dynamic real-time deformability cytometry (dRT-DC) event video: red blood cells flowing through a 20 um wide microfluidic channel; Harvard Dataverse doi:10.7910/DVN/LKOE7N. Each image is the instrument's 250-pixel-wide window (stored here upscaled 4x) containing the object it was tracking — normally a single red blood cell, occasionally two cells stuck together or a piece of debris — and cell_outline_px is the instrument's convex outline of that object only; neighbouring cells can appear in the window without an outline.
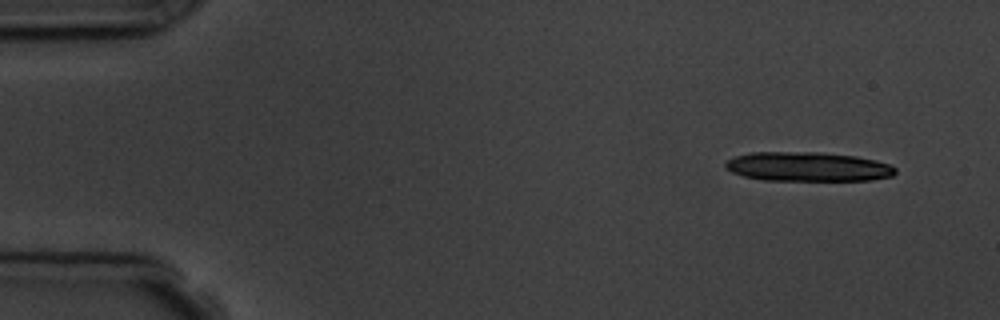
{"species": "common noctule bat (a hibernating species)", "species_latin": "Nyctalus noctula", "temperature_condition": "room temperature", "stored_images_in_passage": 6, "camera_frame_rate_fps": 3000, "um_per_image_px": 0.085, "animal": {"sex": "male", "body_mass_g": 19.5, "forearm_length_mm": 54.6}, "frame": {"image": 1, "passage_image": 1, "time_ms": 0.0, "image_size_px": [1000, 320], "cell_outline_px": [[896, 172], [892, 176], [872, 180], [764, 180], [744, 176], [732, 172], [724, 168], [724, 164], [728, 160], [736, 156], [752, 152], [824, 152], [856, 156], [876, 160], [888, 164], [896, 168]], "centroid_in_image_um": [68.67, 14.16], "position_along_channel_um": 16.3, "area_um2": 29.07}}
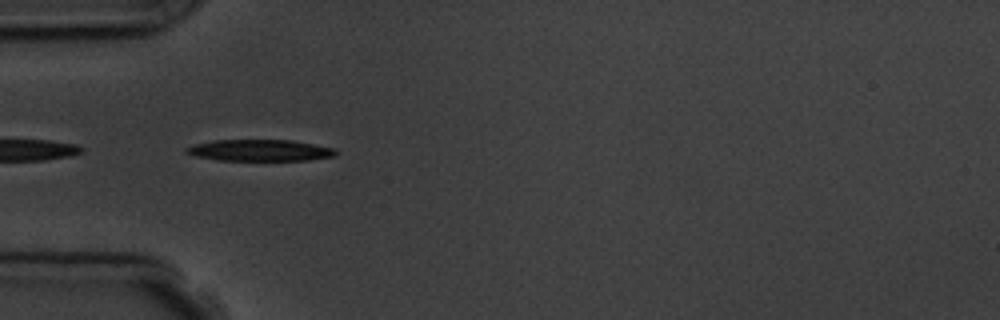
{"frame": {"image": 2, "passage_image": 5, "time_ms": 4.333, "image_size_px": [1000, 320], "cell_outline_px": [[340, 152], [336, 156], [308, 160], [216, 160], [196, 156], [184, 152], [184, 148], [196, 144], [212, 140], [292, 140], [336, 148]], "centroid_in_image_um": [22.13, 12.78], "position_along_channel_um": 62.9, "area_um2": 18.84}}